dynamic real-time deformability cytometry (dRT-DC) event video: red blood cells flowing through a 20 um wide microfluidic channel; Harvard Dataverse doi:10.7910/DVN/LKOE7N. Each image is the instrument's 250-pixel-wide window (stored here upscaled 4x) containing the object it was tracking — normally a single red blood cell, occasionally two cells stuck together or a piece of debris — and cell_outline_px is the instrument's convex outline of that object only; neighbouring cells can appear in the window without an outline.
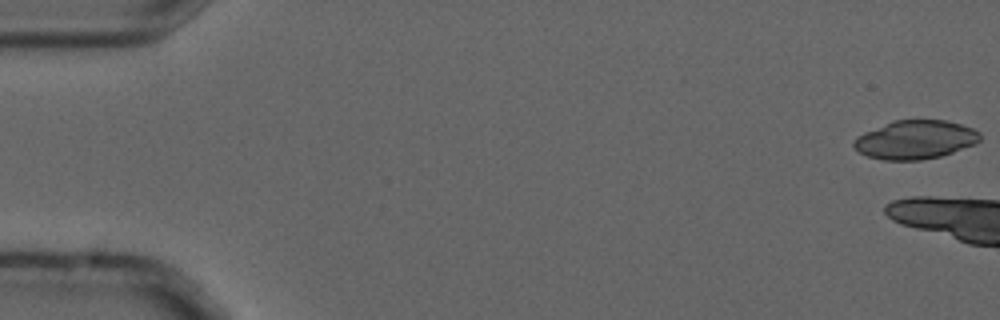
{"species": "common noctule bat (a hibernating species)", "species_latin": "Nyctalus noctula", "temperature_condition": "cold", "stored_images_in_passage": 5, "camera_frame_rate_fps": 3000, "um_per_image_px": 0.085, "animal": {"sex": "male", "forearm_length_mm": 52.5}, "frame": {"image": 1, "passage_image": 1, "time_ms": 0.0, "image_size_px": [1000, 320], "cell_outline_px": [[980, 140], [976, 144], [940, 156], [920, 160], [884, 160], [868, 156], [860, 152], [852, 144], [856, 136], [864, 132], [896, 120], [944, 120], [960, 124], [972, 128], [980, 132]], "centroid_in_image_um": [77.81, 11.88], "position_along_channel_um": 7.2, "area_um2": 28.21}}